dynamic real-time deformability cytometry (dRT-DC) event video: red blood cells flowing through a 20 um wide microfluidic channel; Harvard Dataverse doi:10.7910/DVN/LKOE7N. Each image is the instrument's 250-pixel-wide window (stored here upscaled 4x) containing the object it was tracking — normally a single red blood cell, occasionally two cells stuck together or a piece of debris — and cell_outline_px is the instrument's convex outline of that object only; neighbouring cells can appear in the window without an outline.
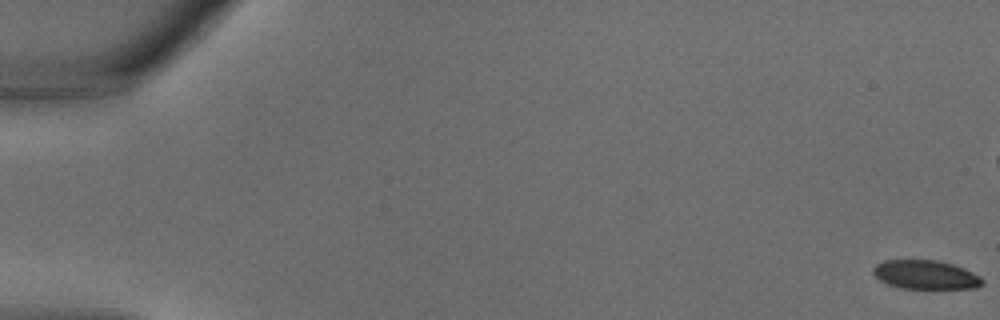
{"species": "common noctule bat (a hibernating species)", "species_latin": "Nyctalus noctula", "temperature_condition": "warm", "stored_images_in_passage": 31, "camera_frame_rate_fps": 3000, "um_per_image_px": 0.085, "animal": {"sex": "male", "body_mass_g": 18.8}, "frame": {"image": 1, "passage_image": 1, "time_ms": 0.0, "image_size_px": [1000, 320], "cell_outline_px": [[984, 284], [976, 288], [900, 288], [888, 284], [880, 280], [872, 272], [872, 268], [876, 264], [884, 260], [936, 260], [952, 264], [964, 268], [980, 276], [984, 280]], "centroid_in_image_um": [78.68, 23.35], "position_along_channel_um": 6.3, "area_um2": 18.38}}
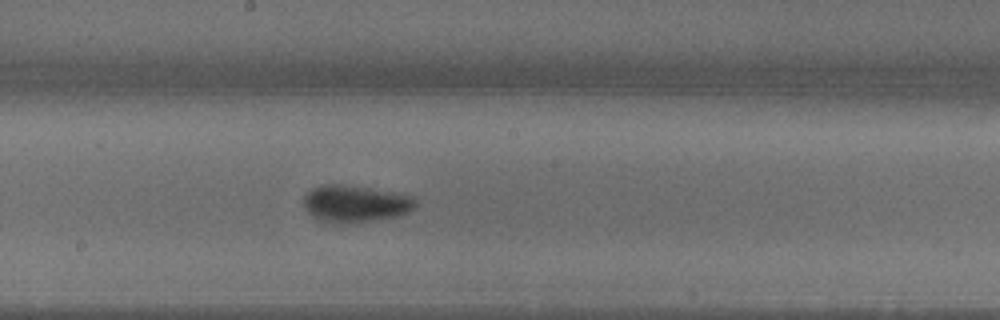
{"frame": {"image": 2, "passage_image": 20, "time_ms": 6.333, "image_size_px": [1000, 320], "cell_outline_px": [[416, 208], [400, 216], [372, 220], [320, 220], [308, 212], [304, 204], [304, 196], [312, 188], [324, 184], [336, 184], [392, 192], [416, 196]], "centroid_in_image_um": [30.27, 17.27], "position_along_channel_um": 217.9, "area_um2": 23.12}}
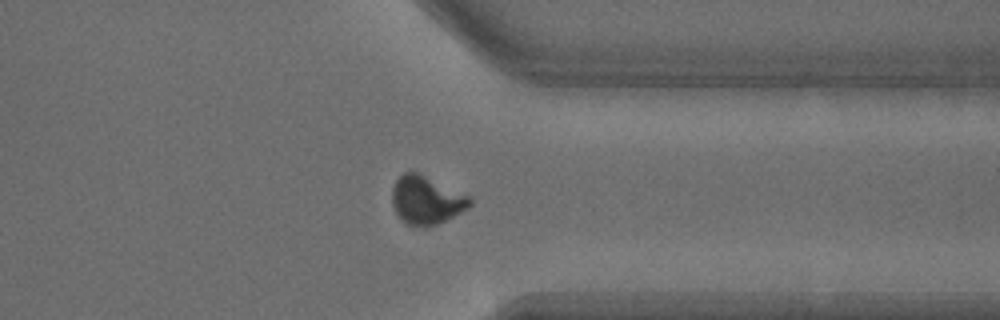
{"frame": {"image": 3, "passage_image": 28, "time_ms": 9.0, "image_size_px": [1000, 320], "cell_outline_px": [[472, 204], [468, 208], [428, 228], [420, 228], [408, 224], [400, 220], [392, 204], [392, 188], [396, 180], [404, 172], [416, 172], [472, 196]], "centroid_in_image_um": [36.24, 17.03], "position_along_channel_um": 375.2, "area_um2": 21.96}}